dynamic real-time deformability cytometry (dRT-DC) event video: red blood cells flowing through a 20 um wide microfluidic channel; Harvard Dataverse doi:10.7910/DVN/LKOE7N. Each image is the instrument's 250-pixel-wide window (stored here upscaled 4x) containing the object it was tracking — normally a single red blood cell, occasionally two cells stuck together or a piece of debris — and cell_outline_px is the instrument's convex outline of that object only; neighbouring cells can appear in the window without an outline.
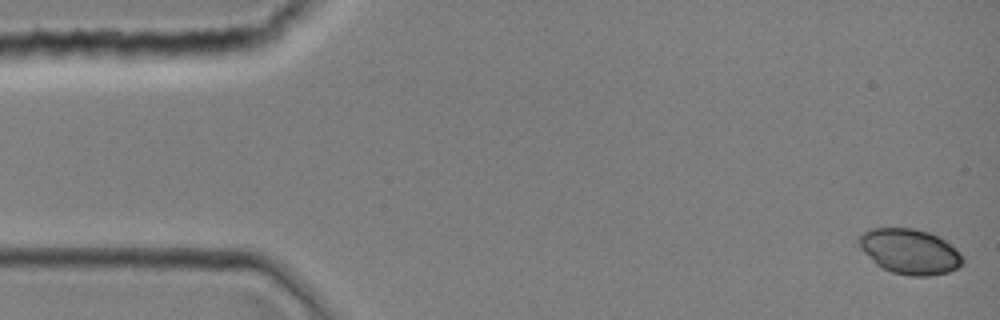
{"species": "common noctule bat (a hibernating species)", "species_latin": "Nyctalus noctula", "temperature_condition": "room temperature", "stored_images_in_passage": 39, "camera_frame_rate_fps": 3000, "um_per_image_px": 0.085, "animal": {"sex": "female", "body_mass_g": 19.0, "forearm_length_mm": 51.5}, "frame": {"image": 1, "passage_image": 1, "time_ms": 0.0, "image_size_px": [1000, 320], "cell_outline_px": [[964, 264], [948, 272], [928, 276], [912, 276], [892, 272], [880, 268], [860, 248], [856, 240], [864, 232], [872, 228], [912, 228], [928, 232], [944, 240], [956, 248], [960, 252], [964, 260]], "centroid_in_image_um": [77.32, 21.38], "position_along_channel_um": 7.7, "area_um2": 27.34}}
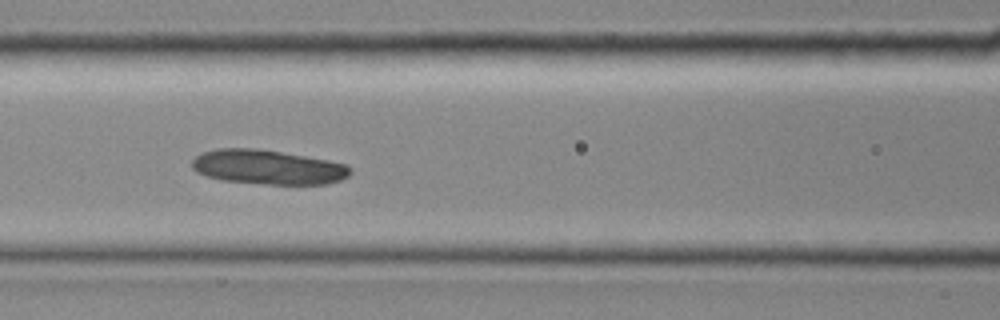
{"frame": {"image": 2, "passage_image": 17, "time_ms": 5.333, "image_size_px": [1000, 320], "cell_outline_px": [[352, 172], [348, 176], [340, 180], [328, 184], [268, 184], [220, 180], [196, 172], [192, 168], [192, 160], [200, 152], [216, 148], [256, 148], [328, 160], [348, 164], [352, 168]], "centroid_in_image_um": [22.76, 14.2], "position_along_channel_um": 143.8, "area_um2": 31.96}}
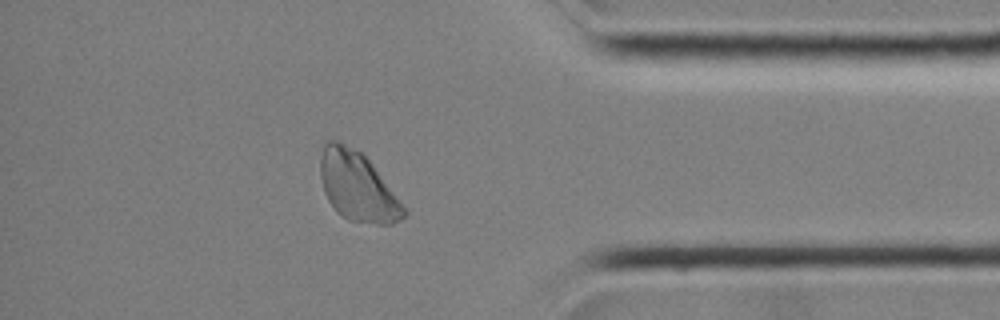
{"frame": {"image": 3, "passage_image": 34, "time_ms": 11.0, "image_size_px": [1000, 320], "cell_outline_px": [[408, 216], [392, 224], [376, 224], [348, 220], [336, 212], [328, 200], [324, 192], [320, 176], [320, 156], [324, 140], [336, 140], [360, 152], [372, 164], [408, 208]], "centroid_in_image_um": [30.41, 15.88], "position_along_channel_um": 404.8, "area_um2": 34.04}}